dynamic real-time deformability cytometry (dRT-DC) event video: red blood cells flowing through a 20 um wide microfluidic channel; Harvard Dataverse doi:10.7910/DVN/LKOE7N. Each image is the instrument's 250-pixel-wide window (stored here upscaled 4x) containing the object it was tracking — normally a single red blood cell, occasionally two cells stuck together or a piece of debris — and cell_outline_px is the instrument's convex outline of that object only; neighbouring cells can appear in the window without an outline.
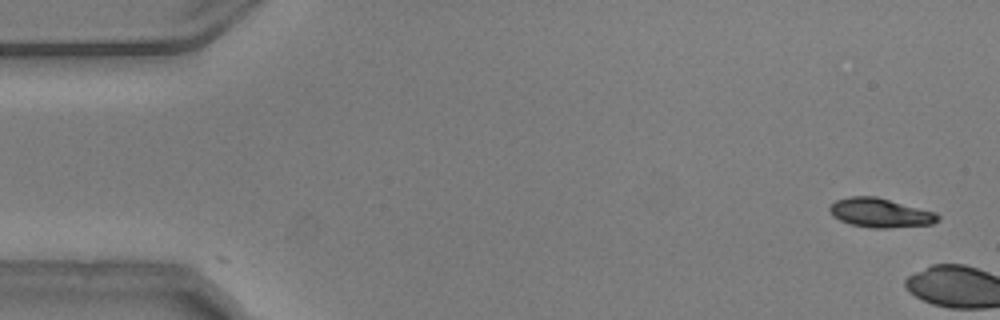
{"species": "common noctule bat (a hibernating species)", "species_latin": "Nyctalus noctula", "temperature_condition": "warm", "stored_images_in_passage": 2, "camera_frame_rate_fps": 3000, "um_per_image_px": 0.085, "animal": {"sex": "male", "body_mass_g": 20.5, "forearm_length_mm": 52.5}, "frame": {"image": 1, "passage_image": 1, "time_ms": 0.0, "image_size_px": [1000, 320], "cell_outline_px": [[940, 220], [932, 224], [888, 228], [872, 228], [852, 224], [840, 220], [832, 216], [828, 208], [836, 200], [852, 196], [876, 196], [936, 212], [940, 216]], "centroid_in_image_um": [74.84, 18.09], "position_along_channel_um": 10.2, "area_um2": 18.38}}